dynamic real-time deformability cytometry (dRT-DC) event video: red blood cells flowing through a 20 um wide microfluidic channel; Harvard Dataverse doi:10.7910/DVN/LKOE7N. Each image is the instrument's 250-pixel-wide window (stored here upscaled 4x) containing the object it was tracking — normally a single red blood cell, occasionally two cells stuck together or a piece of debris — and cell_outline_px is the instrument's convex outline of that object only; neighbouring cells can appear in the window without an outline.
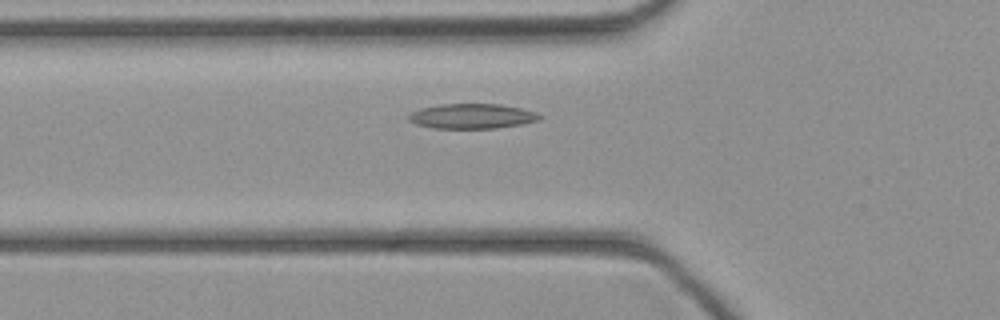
{"species": "common noctule bat (a hibernating species)", "species_latin": "Nyctalus noctula", "temperature_condition": "cold", "stored_images_in_passage": 33, "camera_frame_rate_fps": 3000, "um_per_image_px": 0.085, "animal": {"sex": "female", "body_mass_g": 21.9}, "frame": {"image": 1, "passage_image": 7, "time_ms": 2.0, "image_size_px": [1000, 320], "cell_outline_px": [[544, 116], [540, 120], [520, 124], [496, 128], [432, 128], [416, 124], [408, 120], [408, 116], [412, 112], [420, 108], [440, 104], [500, 104], [520, 108], [536, 112]], "centroid_in_image_um": [40.13, 9.87], "position_along_channel_um": 85.7, "area_um2": 19.02}}
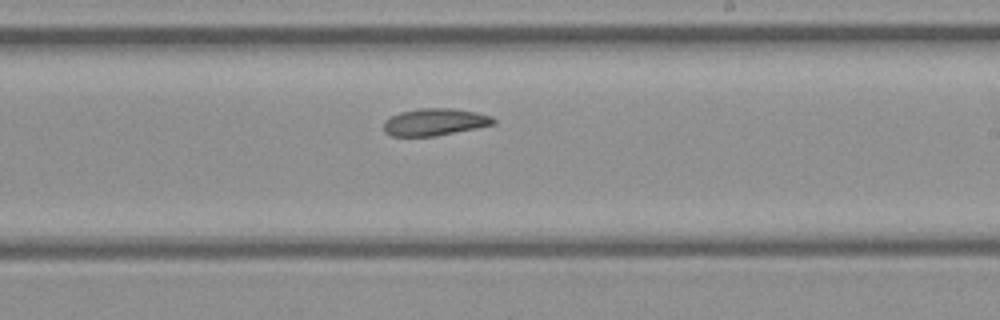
{"frame": {"image": 2, "passage_image": 18, "time_ms": 5.667, "image_size_px": [1000, 320], "cell_outline_px": [[496, 124], [436, 136], [392, 136], [384, 132], [384, 120], [400, 112], [420, 108], [452, 108], [476, 112], [492, 116], [496, 120]], "centroid_in_image_um": [36.97, 10.37], "position_along_channel_um": 252.0, "area_um2": 17.4}}
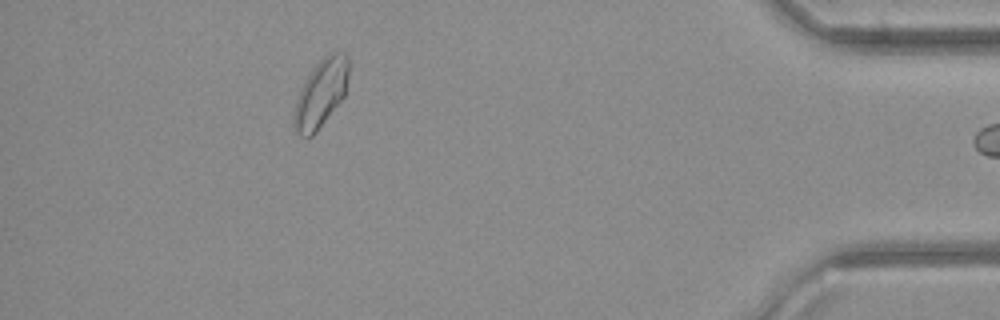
{"frame": {"image": 3, "passage_image": 32, "time_ms": 10.333, "image_size_px": [1000, 320], "cell_outline_px": [[348, 76], [344, 96], [316, 132], [308, 140], [300, 136], [296, 132], [292, 124], [292, 116], [296, 100], [300, 88], [312, 68], [328, 52], [344, 52], [348, 56]], "centroid_in_image_um": [27.24, 7.95], "position_along_channel_um": 408.0, "area_um2": 21.85}}